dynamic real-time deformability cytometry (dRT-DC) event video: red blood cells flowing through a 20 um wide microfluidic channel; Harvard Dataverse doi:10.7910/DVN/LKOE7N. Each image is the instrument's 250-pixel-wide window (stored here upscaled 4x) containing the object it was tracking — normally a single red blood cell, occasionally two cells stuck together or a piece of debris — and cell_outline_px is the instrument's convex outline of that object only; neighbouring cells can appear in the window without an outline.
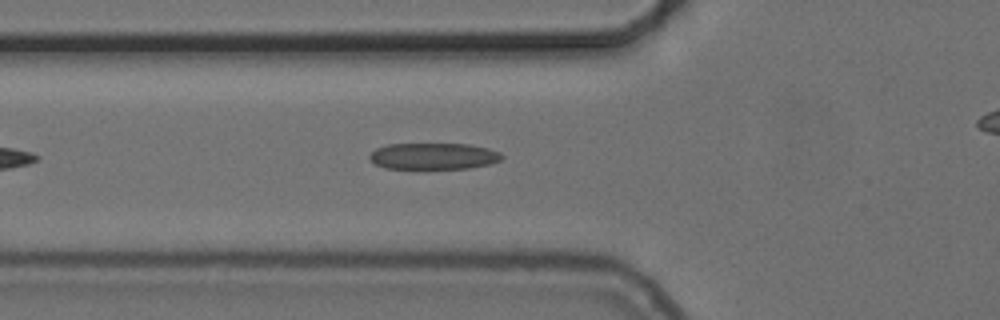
{"species": "common noctule bat (a hibernating species)", "species_latin": "Nyctalus noctula", "temperature_condition": "cold", "stored_images_in_passage": 32, "camera_frame_rate_fps": 3000, "um_per_image_px": 0.085, "animal": {"sex": "female", "body_mass_g": 24.6, "forearm_length_mm": 56.2}, "frame": {"image": 1, "passage_image": 8, "time_ms": 2.333, "image_size_px": [1000, 320], "cell_outline_px": [[504, 156], [500, 160], [492, 164], [468, 168], [384, 168], [376, 164], [368, 156], [376, 148], [388, 144], [468, 144], [488, 148], [500, 152]], "centroid_in_image_um": [36.88, 13.27], "position_along_channel_um": 88.9, "area_um2": 20.29}}
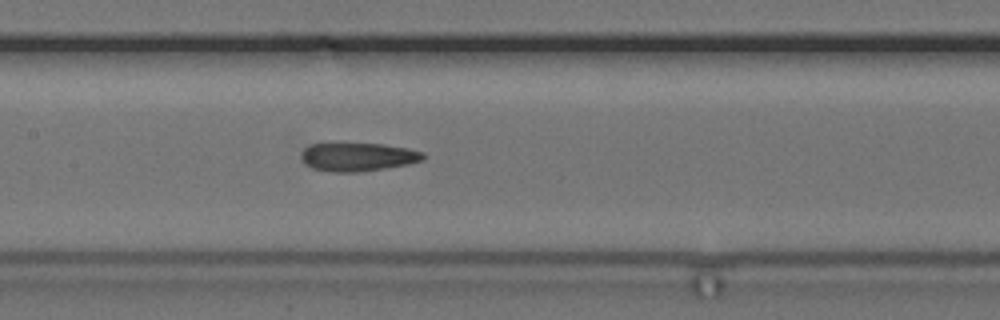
{"frame": {"image": 2, "passage_image": 15, "time_ms": 4.667, "image_size_px": [1000, 320], "cell_outline_px": [[424, 160], [408, 164], [384, 168], [356, 172], [332, 172], [312, 168], [304, 164], [300, 156], [304, 148], [312, 144], [328, 140], [336, 140], [384, 144], [408, 148], [424, 152]], "centroid_in_image_um": [30.34, 13.27], "position_along_channel_um": 177.1, "area_um2": 21.27}}
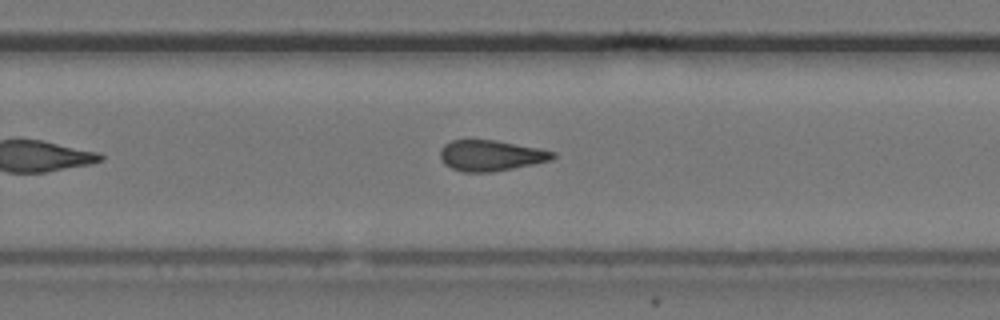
{"frame": {"image": 3, "passage_image": 24, "time_ms": 7.667, "image_size_px": [1000, 320], "cell_outline_px": [[556, 156], [552, 160], [492, 172], [464, 172], [452, 168], [444, 164], [440, 156], [440, 152], [444, 144], [452, 140], [496, 140], [540, 148], [556, 152]], "centroid_in_image_um": [41.74, 13.21], "position_along_channel_um": 288.1, "area_um2": 20.17}, "authors_computed_cell_mechanics": {"area_um2": 20.7213, "velocity_mm_per_s": 3.733, "shape_relaxation_time_tau1_ms": null, "shape_relaxation_time_tau2_ms": 2.2339, "deformation_change_tau1": null, "deformation_change_tau2": 0.1147}}